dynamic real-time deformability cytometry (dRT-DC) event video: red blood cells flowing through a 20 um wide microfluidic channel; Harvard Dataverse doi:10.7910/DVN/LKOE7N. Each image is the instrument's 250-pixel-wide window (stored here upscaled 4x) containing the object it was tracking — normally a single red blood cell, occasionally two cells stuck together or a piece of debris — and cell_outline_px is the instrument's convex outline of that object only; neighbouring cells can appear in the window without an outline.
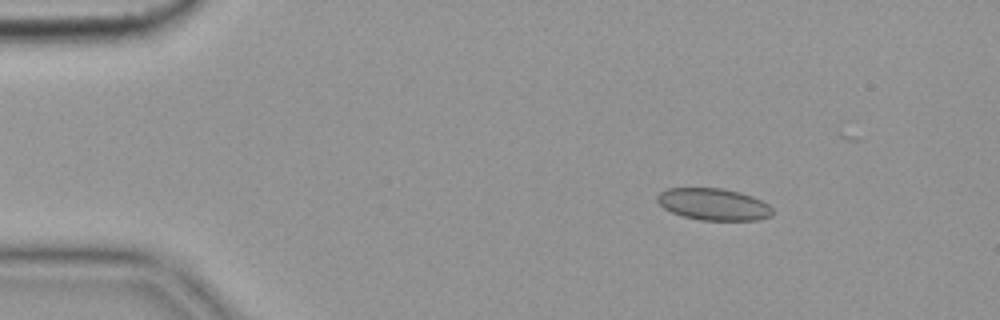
{"species": "common noctule bat (a hibernating species)", "species_latin": "Nyctalus noctula", "temperature_condition": "cold", "stored_images_in_passage": 10, "camera_frame_rate_fps": 3000, "um_per_image_px": 0.085, "animal": {"sex": "female", "body_mass_g": 19.9}, "frame": {"image": 1, "passage_image": 2, "time_ms": 0.333, "image_size_px": [1000, 320], "cell_outline_px": [[772, 216], [756, 220], [700, 220], [684, 216], [672, 212], [664, 208], [656, 200], [656, 196], [660, 192], [668, 188], [724, 188], [740, 192], [752, 196], [768, 204], [772, 208]], "centroid_in_image_um": [60.65, 17.36], "position_along_channel_um": 24.4, "area_um2": 21.39}}